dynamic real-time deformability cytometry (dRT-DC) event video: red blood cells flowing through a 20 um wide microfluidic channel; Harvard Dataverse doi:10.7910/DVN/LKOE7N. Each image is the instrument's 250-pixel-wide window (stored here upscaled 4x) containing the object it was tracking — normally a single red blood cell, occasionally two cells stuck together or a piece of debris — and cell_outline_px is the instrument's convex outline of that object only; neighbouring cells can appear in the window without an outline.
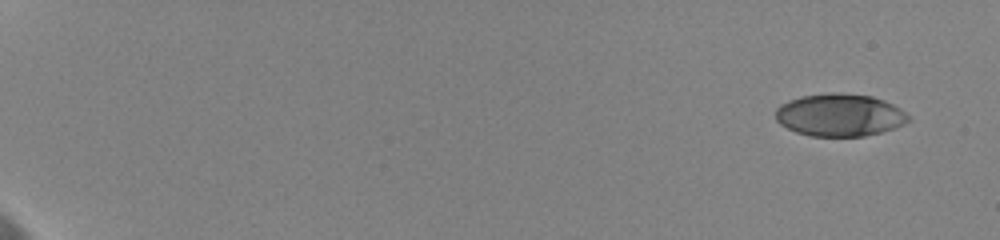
{"species": "human", "species_latin": "Homo sapiens", "temperature_condition": "cold", "stored_images_in_passage": 29, "camera_frame_rate_fps": 3000, "um_per_image_px": 0.085, "donor": {"sex": "female"}, "frame": {"image": 1, "passage_image": 1, "time_ms": 0.0, "image_size_px": [1000, 240], "cell_outline_px": [[912, 116], [904, 124], [880, 132], [864, 136], [812, 136], [796, 132], [780, 124], [776, 120], [776, 108], [780, 104], [788, 100], [804, 96], [832, 92], [840, 92], [872, 96], [884, 100], [900, 108]], "centroid_in_image_um": [71.38, 9.77], "position_along_channel_um": 13.6, "area_um2": 32.95}}
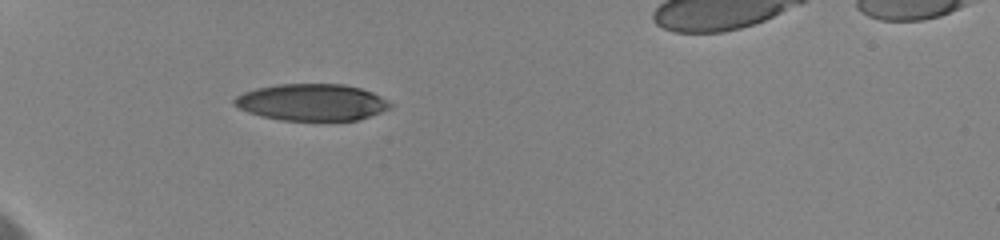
{"frame": {"image": 2, "passage_image": 8, "time_ms": 6.0, "image_size_px": [1000, 240], "cell_outline_px": [[392, 108], [356, 120], [280, 120], [260, 116], [248, 112], [232, 104], [232, 100], [236, 96], [244, 92], [256, 88], [276, 84], [344, 84], [360, 88], [372, 92], [388, 100], [392, 104]], "centroid_in_image_um": [26.48, 8.69], "position_along_channel_um": 58.5, "area_um2": 33.41}}
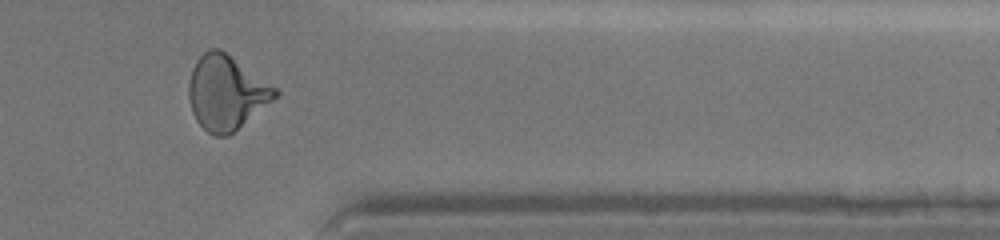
{"frame": {"image": 3, "passage_image": 23, "time_ms": 16.0, "image_size_px": [1000, 240], "cell_outline_px": [[280, 92], [272, 100], [228, 136], [216, 136], [208, 132], [196, 120], [192, 112], [188, 96], [188, 84], [192, 68], [196, 60], [204, 52], [212, 48], [220, 48], [276, 88]], "centroid_in_image_um": [19.19, 7.86], "position_along_channel_um": 392.2, "area_um2": 36.82}, "authors_computed_cell_mechanics": {"area_um2": 35.6626, "velocity_mm_per_s": 3.6022, "shape_relaxation_time_tau1_ms": 8.2689, "shape_relaxation_time_tau2_ms": 1.6589, "deformation_change_tau1": 0.2101, "deformation_change_tau2": 0.0808}}